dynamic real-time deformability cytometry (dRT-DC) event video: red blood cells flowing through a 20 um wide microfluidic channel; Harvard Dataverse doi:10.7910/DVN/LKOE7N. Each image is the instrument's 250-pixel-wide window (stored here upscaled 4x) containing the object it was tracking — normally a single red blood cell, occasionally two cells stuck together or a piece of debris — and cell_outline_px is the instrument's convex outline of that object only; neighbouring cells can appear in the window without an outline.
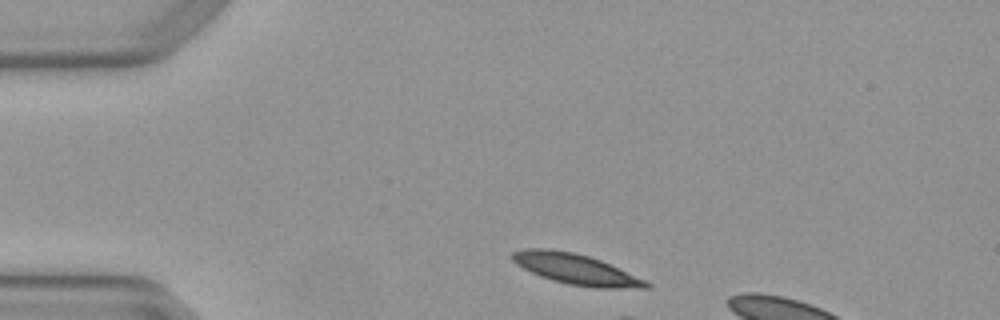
{"species": "Egyptian fruit bat (a non-hibernating species)", "species_latin": "Rousettus aegyptiacus", "temperature_condition": "warm", "stored_images_in_passage": 3, "camera_frame_rate_fps": 3000, "um_per_image_px": 0.085, "animal": {"sex": "female"}, "frame": {"image": 1, "passage_image": 1, "time_ms": 0.0, "image_size_px": [1000, 320], "cell_outline_px": [[652, 288], [592, 288], [568, 284], [552, 280], [540, 276], [516, 264], [508, 256], [512, 252], [528, 248], [548, 248], [572, 252], [588, 256], [600, 260], [644, 280], [652, 284]], "centroid_in_image_um": [48.91, 22.88], "position_along_channel_um": 36.1, "area_um2": 23.7}}